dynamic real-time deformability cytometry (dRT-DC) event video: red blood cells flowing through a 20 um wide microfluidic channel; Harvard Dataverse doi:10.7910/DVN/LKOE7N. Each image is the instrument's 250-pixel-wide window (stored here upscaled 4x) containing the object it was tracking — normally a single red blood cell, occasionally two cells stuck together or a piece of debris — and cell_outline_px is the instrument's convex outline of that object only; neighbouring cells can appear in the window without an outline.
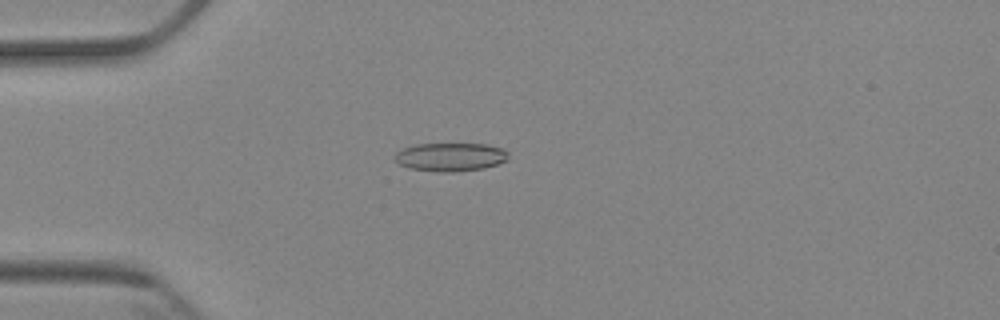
{"species": "Egyptian fruit bat (a non-hibernating species)", "species_latin": "Rousettus aegyptiacus", "temperature_condition": "cold", "stored_images_in_passage": 5, "camera_frame_rate_fps": 3000, "um_per_image_px": 0.085, "animal": {"sex": "female"}, "frame": {"image": 1, "passage_image": 5, "time_ms": 4.667, "image_size_px": [1000, 320], "cell_outline_px": [[508, 160], [484, 168], [452, 172], [440, 172], [408, 168], [400, 164], [396, 160], [396, 152], [404, 148], [416, 144], [488, 144], [504, 148], [508, 152]], "centroid_in_image_um": [38.33, 13.34], "position_along_channel_um": 46.7, "area_um2": 18.79}}